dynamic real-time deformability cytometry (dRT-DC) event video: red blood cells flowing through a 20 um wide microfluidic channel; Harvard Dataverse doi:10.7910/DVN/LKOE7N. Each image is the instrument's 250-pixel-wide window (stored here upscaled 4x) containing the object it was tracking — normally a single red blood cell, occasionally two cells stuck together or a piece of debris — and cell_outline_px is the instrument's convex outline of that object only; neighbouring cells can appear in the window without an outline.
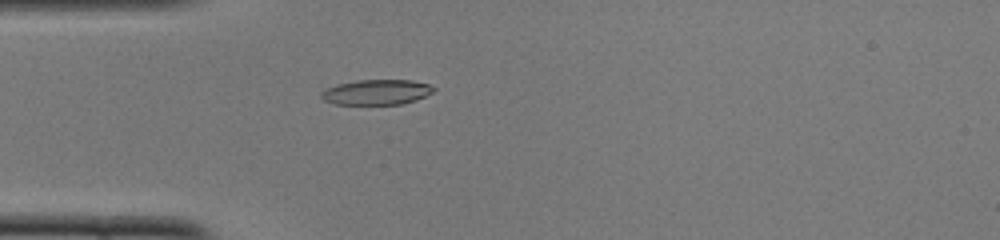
{"species": "common noctule bat (a hibernating species)", "species_latin": "Nyctalus noctula", "temperature_condition": "cold", "stored_images_in_passage": 50, "camera_frame_rate_fps": 3000, "um_per_image_px": 0.085, "animal": {"sex": "female", "body_mass_g": 22.0, "forearm_length_mm": 56.7}, "frame": {"image": 1, "passage_image": 14, "time_ms": 4.333, "image_size_px": [1000, 240], "cell_outline_px": [[436, 88], [432, 92], [416, 100], [400, 104], [336, 104], [324, 100], [320, 96], [320, 92], [336, 84], [356, 80], [412, 80], [428, 84]], "centroid_in_image_um": [31.99, 7.82], "position_along_channel_um": 53.0, "area_um2": 16.42}}
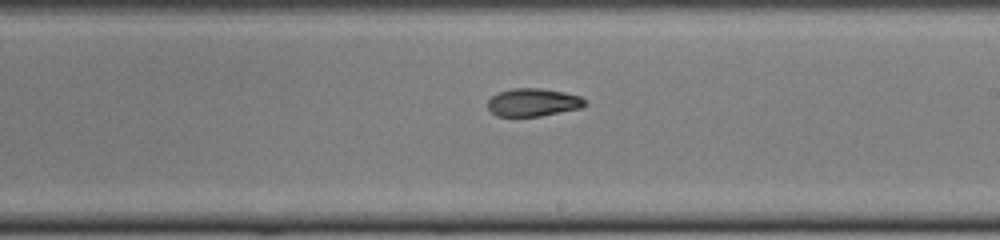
{"frame": {"image": 2, "passage_image": 29, "time_ms": 9.333, "image_size_px": [1000, 240], "cell_outline_px": [[588, 104], [580, 108], [540, 116], [496, 116], [488, 108], [488, 100], [492, 96], [500, 92], [512, 88], [540, 88], [564, 92], [580, 96], [588, 100]], "centroid_in_image_um": [45.35, 8.7], "position_along_channel_um": 243.7, "area_um2": 15.84}}
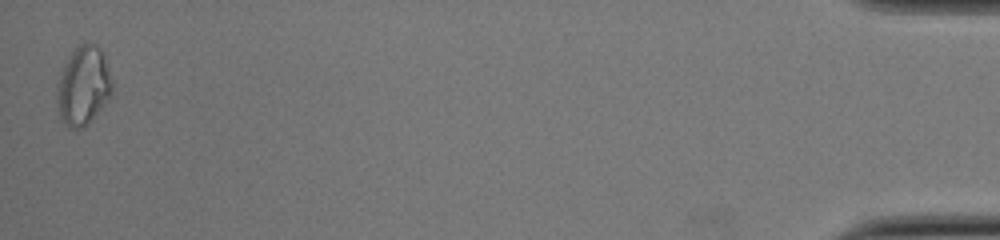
{"frame": {"image": 3, "passage_image": 50, "time_ms": 16.333, "image_size_px": [1000, 240], "cell_outline_px": [[112, 92], [104, 104], [88, 124], [80, 128], [68, 128], [60, 120], [56, 100], [56, 84], [72, 52], [80, 44], [88, 40], [96, 44], [100, 48], [104, 56], [112, 84]], "centroid_in_image_um": [7.06, 7.3], "position_along_channel_um": 428.1, "area_um2": 25.2}, "authors_computed_cell_mechanics": {"area_um2": 16.6175, "velocity_mm_per_s": 3.9463, "shape_relaxation_time_tau1_ms": null, "shape_relaxation_time_tau2_ms": 5.811, "deformation_change_tau1": null, "deformation_change_tau2": 0.1111}}